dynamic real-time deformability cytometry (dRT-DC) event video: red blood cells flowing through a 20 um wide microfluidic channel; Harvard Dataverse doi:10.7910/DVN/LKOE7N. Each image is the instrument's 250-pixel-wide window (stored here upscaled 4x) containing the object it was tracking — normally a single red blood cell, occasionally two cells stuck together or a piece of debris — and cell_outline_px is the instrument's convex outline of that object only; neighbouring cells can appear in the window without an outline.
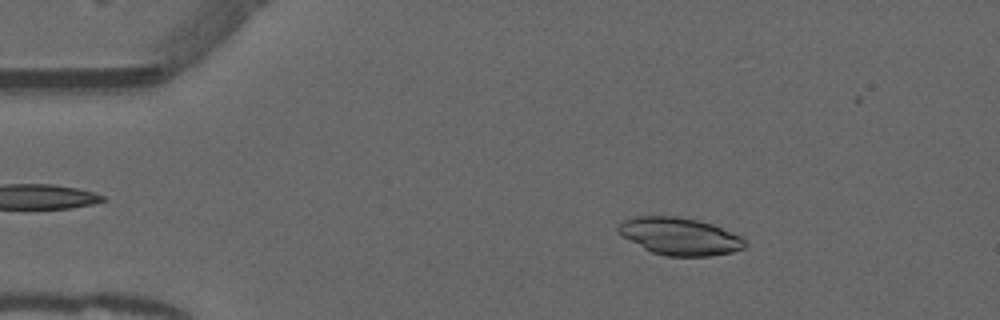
{"species": "common noctule bat (a hibernating species)", "species_latin": "Nyctalus noctula", "temperature_condition": "warm", "stored_images_in_passage": 52, "camera_frame_rate_fps": 3000, "um_per_image_px": 0.085, "animal": {"sex": "male", "forearm_length_mm": 52.5}, "frame": {"image": 1, "passage_image": 8, "time_ms": 2.333, "image_size_px": [1000, 320], "cell_outline_px": [[748, 244], [744, 248], [732, 252], [712, 256], [668, 256], [652, 252], [644, 248], [616, 232], [616, 228], [624, 220], [636, 216], [676, 216], [696, 220], [712, 224], [740, 236]], "centroid_in_image_um": [57.77, 20.09], "position_along_channel_um": 27.2, "area_um2": 27.4}}
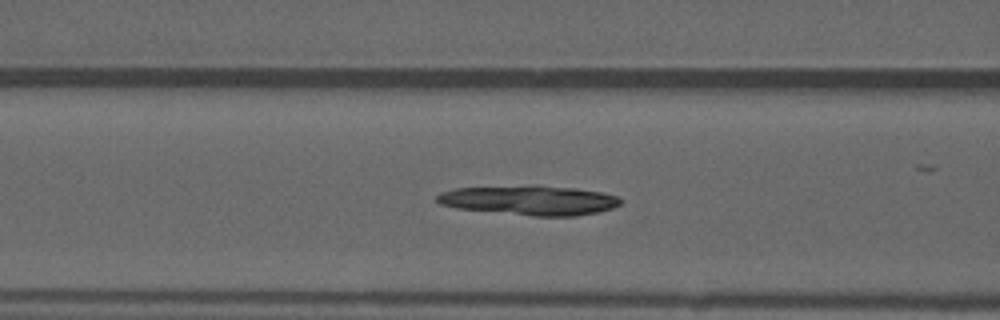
{"frame": {"image": 2, "passage_image": 20, "time_ms": 6.333, "image_size_px": [1000, 320], "cell_outline_px": [[620, 204], [612, 208], [596, 212], [576, 216], [532, 216], [460, 208], [440, 204], [436, 200], [436, 196], [440, 192], [456, 188], [576, 188], [600, 192], [616, 196], [620, 200]], "centroid_in_image_um": [45.02, 17.07], "position_along_channel_um": 121.6, "area_um2": 30.0}}
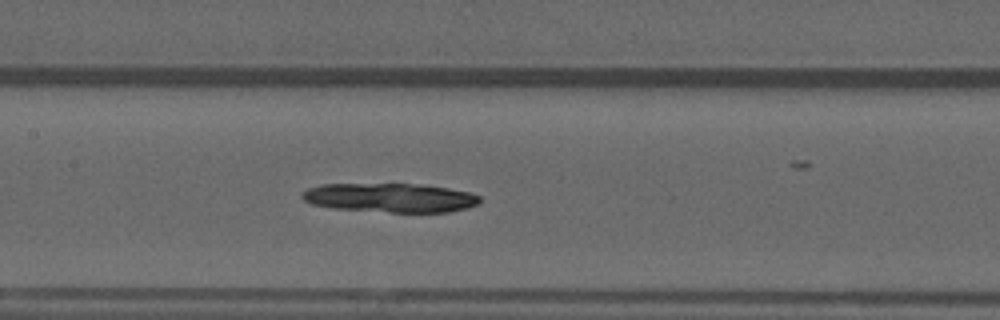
{"frame": {"image": 3, "passage_image": 24, "time_ms": 7.667, "image_size_px": [1000, 320], "cell_outline_px": [[480, 204], [468, 208], [448, 212], [392, 212], [332, 208], [312, 204], [304, 200], [300, 196], [308, 188], [320, 184], [416, 184], [448, 188], [468, 192], [480, 196]], "centroid_in_image_um": [33.18, 16.81], "position_along_channel_um": 174.2, "area_um2": 30.06}}